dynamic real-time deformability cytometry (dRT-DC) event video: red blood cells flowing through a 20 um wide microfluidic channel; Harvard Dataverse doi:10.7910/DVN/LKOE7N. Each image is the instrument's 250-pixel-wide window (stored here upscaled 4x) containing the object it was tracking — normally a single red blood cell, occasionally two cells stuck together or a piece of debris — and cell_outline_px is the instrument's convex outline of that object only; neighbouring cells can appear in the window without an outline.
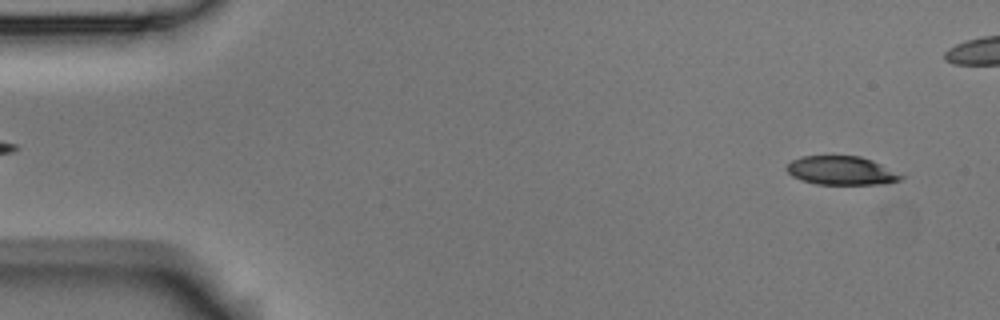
{"species": "Egyptian fruit bat (a non-hibernating species)", "species_latin": "Rousettus aegyptiacus", "temperature_condition": "room temperature", "stored_images_in_passage": 13, "camera_frame_rate_fps": 3000, "um_per_image_px": 0.085, "animal": {"sex": "male"}, "frame": {"image": 1, "passage_image": 3, "time_ms": 0.667, "image_size_px": [1000, 320], "cell_outline_px": [[904, 176], [900, 180], [884, 184], [816, 184], [792, 176], [788, 172], [788, 164], [792, 160], [800, 156], [860, 156], [872, 160]], "centroid_in_image_um": [71.52, 14.5], "position_along_channel_um": 13.5, "area_um2": 18.84}}